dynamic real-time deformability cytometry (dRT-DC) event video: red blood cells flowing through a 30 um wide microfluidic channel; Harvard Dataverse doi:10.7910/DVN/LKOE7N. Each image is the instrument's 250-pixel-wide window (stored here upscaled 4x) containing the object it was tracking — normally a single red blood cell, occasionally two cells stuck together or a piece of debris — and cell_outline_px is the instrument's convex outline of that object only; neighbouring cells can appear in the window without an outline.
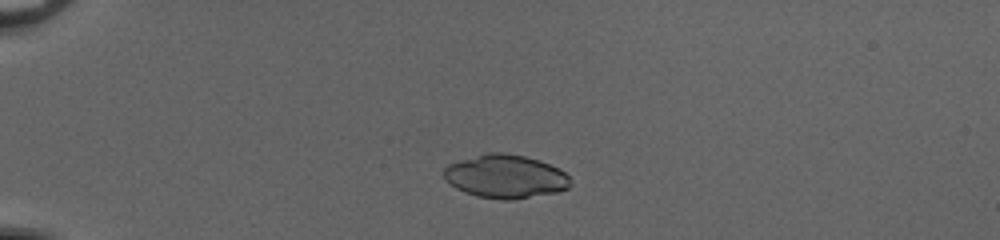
{"species": "common noctule bat (a hibernating species)", "species_latin": "Nyctalus noctula", "temperature_condition": "cold", "stored_images_in_passage": 47, "camera_frame_rate_fps": 3000, "um_per_image_px": 0.085, "animal": {"sex": "female", "body_mass_g": 20.0, "forearm_length_mm": 54.0}, "frame": {"image": 1, "passage_image": 9, "time_ms": 2.667, "image_size_px": [1000, 240], "cell_outline_px": [[572, 184], [568, 188], [556, 192], [512, 200], [500, 200], [476, 196], [464, 192], [456, 188], [444, 180], [440, 172], [448, 164], [460, 160], [488, 152], [504, 152], [524, 156], [540, 160], [564, 172], [568, 176]], "centroid_in_image_um": [42.91, 15.0], "position_along_channel_um": 42.1, "area_um2": 32.25}}
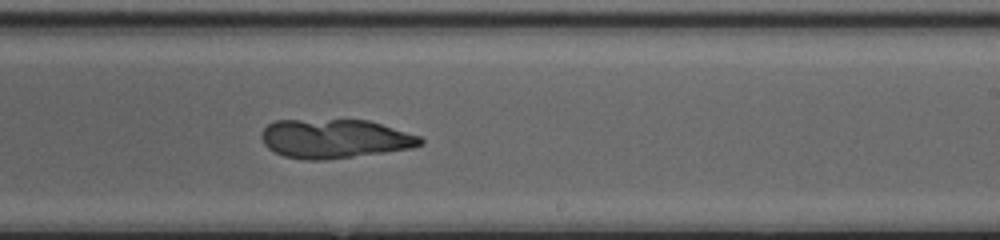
{"frame": {"image": 2, "passage_image": 29, "time_ms": 9.333, "image_size_px": [1000, 240], "cell_outline_px": [[424, 144], [412, 148], [384, 152], [324, 160], [304, 160], [284, 156], [268, 148], [264, 144], [260, 136], [260, 132], [268, 124], [276, 120], [368, 120], [420, 136], [424, 140]], "centroid_in_image_um": [28.43, 11.79], "position_along_channel_um": 260.6, "area_um2": 36.13}}
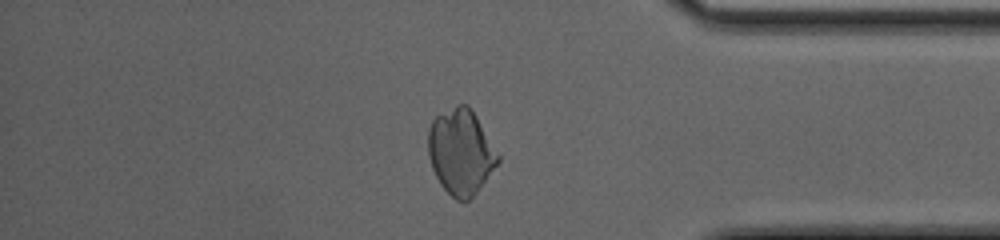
{"frame": {"image": 3, "passage_image": 40, "time_ms": 13.0, "image_size_px": [1000, 240], "cell_outline_px": [[500, 160], [476, 192], [468, 200], [456, 200], [440, 184], [432, 168], [428, 156], [428, 128], [432, 120], [436, 116], [456, 104], [468, 104], [476, 116], [500, 156]], "centroid_in_image_um": [39.15, 12.88], "position_along_channel_um": 396.1, "area_um2": 34.39}}